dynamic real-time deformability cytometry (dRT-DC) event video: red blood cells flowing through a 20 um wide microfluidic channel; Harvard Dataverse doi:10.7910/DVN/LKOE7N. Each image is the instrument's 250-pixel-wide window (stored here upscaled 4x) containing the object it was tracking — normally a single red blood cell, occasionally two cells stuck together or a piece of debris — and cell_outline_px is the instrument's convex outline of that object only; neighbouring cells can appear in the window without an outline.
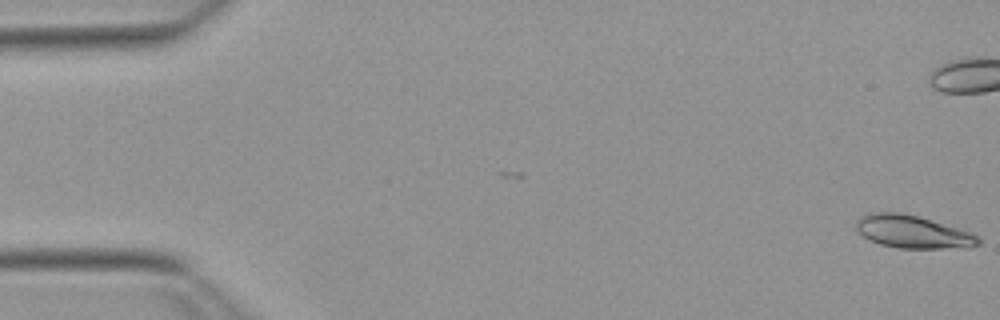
{"species": "Egyptian fruit bat (a non-hibernating species)", "species_latin": "Rousettus aegyptiacus", "temperature_condition": "warm", "stored_images_in_passage": 17, "camera_frame_rate_fps": 3000, "um_per_image_px": 0.085, "animal": {"sex": "female"}, "frame": {"image": 1, "passage_image": 1, "time_ms": 0.0, "image_size_px": [1000, 320], "cell_outline_px": [[980, 244], [968, 248], [896, 248], [880, 244], [864, 236], [856, 228], [856, 220], [860, 216], [872, 212], [900, 212], [916, 216], [956, 228], [968, 232], [976, 236], [980, 240]], "centroid_in_image_um": [77.55, 19.71], "position_along_channel_um": 7.5, "area_um2": 22.95}}